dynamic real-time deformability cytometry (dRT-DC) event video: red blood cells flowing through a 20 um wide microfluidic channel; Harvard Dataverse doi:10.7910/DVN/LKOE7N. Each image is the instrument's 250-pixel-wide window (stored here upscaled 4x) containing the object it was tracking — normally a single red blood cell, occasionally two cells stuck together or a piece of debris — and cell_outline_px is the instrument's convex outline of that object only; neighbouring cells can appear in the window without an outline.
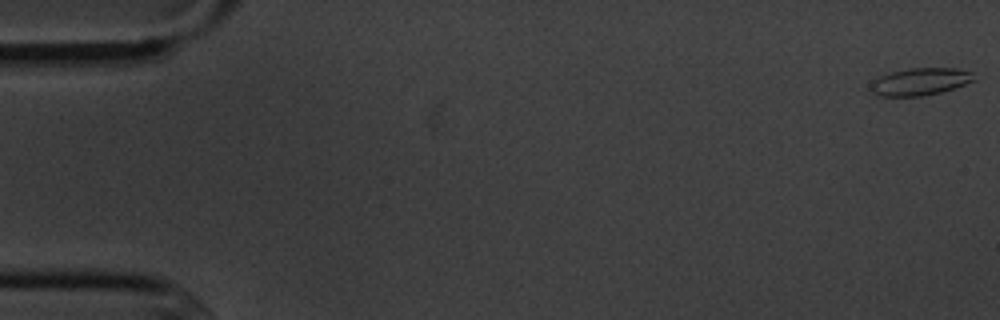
{"species": "common noctule bat (a hibernating species)", "species_latin": "Nyctalus noctula", "temperature_condition": "cold", "stored_images_in_passage": 3, "camera_frame_rate_fps": 3000, "um_per_image_px": 0.085, "animal": {"sex": "male", "body_mass_g": 20.1, "forearm_length_mm": 53.5}, "frame": {"image": 1, "passage_image": 1, "time_ms": 0.0, "image_size_px": [1000, 320], "cell_outline_px": [[976, 80], [940, 92], [924, 96], [880, 96], [868, 92], [868, 84], [872, 80], [880, 76], [892, 72], [908, 68], [956, 68], [972, 72]], "centroid_in_image_um": [78.13, 6.94], "position_along_channel_um": 6.9, "area_um2": 16.65}}